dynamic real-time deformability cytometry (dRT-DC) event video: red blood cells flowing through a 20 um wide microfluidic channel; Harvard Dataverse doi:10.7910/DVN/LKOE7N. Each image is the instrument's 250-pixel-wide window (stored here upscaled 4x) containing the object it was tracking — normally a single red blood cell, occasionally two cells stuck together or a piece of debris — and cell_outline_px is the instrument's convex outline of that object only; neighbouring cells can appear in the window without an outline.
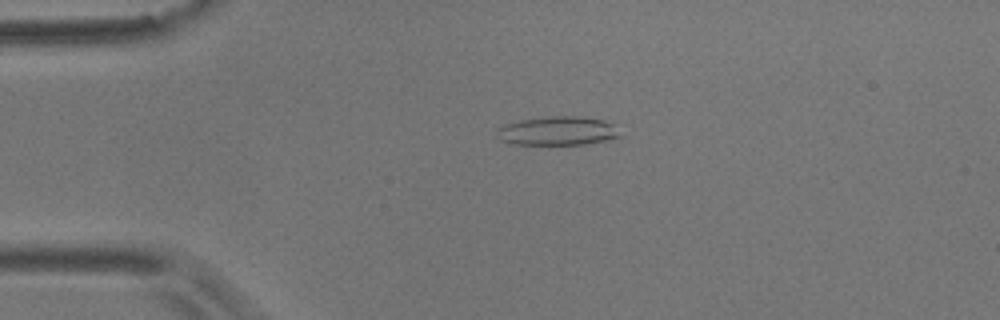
{"species": "common noctule bat (a hibernating species)", "species_latin": "Nyctalus noctula", "temperature_condition": "room temperature", "stored_images_in_passage": 2, "camera_frame_rate_fps": 3000, "um_per_image_px": 0.085, "animal": {"sex": "male", "body_mass_g": 17.9}, "frame": {"image": 1, "passage_image": 1, "time_ms": 0.0, "image_size_px": [1000, 320], "cell_outline_px": [[624, 136], [584, 144], [516, 144], [500, 140], [496, 128], [504, 124], [520, 120], [548, 116], [576, 116], [604, 120], [612, 124]], "centroid_in_image_um": [47.4, 11.12], "position_along_channel_um": 37.6, "area_um2": 20.58}}